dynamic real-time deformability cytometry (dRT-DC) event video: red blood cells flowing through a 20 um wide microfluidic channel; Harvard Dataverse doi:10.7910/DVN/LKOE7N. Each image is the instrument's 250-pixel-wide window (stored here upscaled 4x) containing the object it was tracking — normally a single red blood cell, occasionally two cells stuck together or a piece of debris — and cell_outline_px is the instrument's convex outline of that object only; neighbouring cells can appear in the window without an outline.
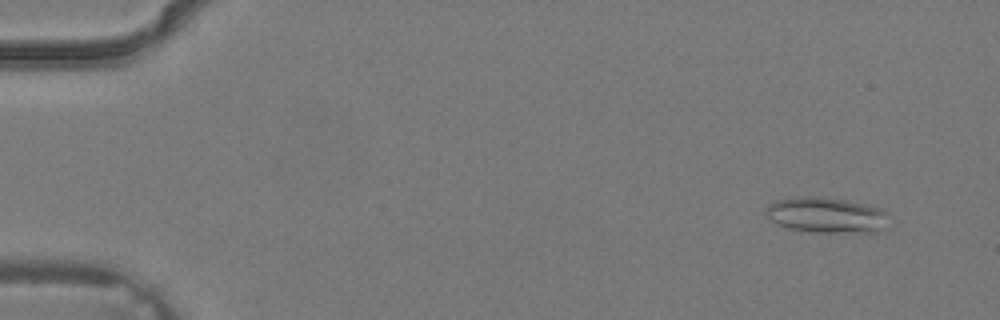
{"species": "common noctule bat (a hibernating species)", "species_latin": "Nyctalus noctula", "temperature_condition": "warm", "stored_images_in_passage": 3, "camera_frame_rate_fps": 3000, "um_per_image_px": 0.085, "animal": {"sex": "male", "body_mass_g": 19.2, "forearm_length_mm": 51.8}, "frame": {"image": 1, "passage_image": 1, "time_ms": 0.0, "image_size_px": [1000, 320], "cell_outline_px": [[888, 216], [876, 232], [812, 232], [788, 228], [776, 224], [768, 216], [768, 208], [776, 200], [800, 196], [820, 196], [860, 204], [876, 208], [888, 212]], "centroid_in_image_um": [70.18, 18.29], "position_along_channel_um": 14.8, "area_um2": 24.62}}